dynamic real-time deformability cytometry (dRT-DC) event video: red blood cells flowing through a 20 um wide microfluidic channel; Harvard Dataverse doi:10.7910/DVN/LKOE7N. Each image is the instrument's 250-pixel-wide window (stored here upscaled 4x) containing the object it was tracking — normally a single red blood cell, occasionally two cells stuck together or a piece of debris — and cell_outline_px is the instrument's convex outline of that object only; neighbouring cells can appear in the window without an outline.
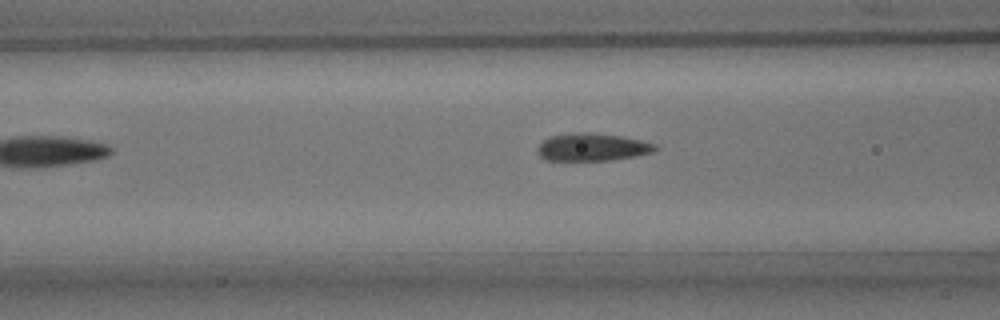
{"species": "common noctule bat (a hibernating species)", "species_latin": "Nyctalus noctula", "temperature_condition": "room temperature", "stored_images_in_passage": 5, "camera_frame_rate_fps": 3000, "um_per_image_px": 0.085, "animal": {"sex": "male", "body_mass_g": 15.6}, "frame": {"image": 1, "passage_image": 4, "time_ms": 3.667, "image_size_px": [1000, 320], "cell_outline_px": [[660, 148], [652, 152], [636, 156], [612, 160], [544, 160], [536, 152], [536, 148], [548, 136], [572, 132], [592, 132], [620, 136], [640, 140], [656, 144]], "centroid_in_image_um": [50.32, 12.5], "position_along_channel_um": 116.3, "area_um2": 19.19}}